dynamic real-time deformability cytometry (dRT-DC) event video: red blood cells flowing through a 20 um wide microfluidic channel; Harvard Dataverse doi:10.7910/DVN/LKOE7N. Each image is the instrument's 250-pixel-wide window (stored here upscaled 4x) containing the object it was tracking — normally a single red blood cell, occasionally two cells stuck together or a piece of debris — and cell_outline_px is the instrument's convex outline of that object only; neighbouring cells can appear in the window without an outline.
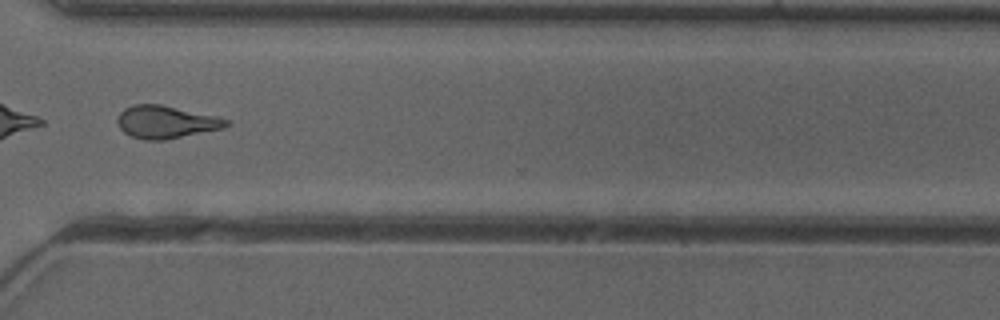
{"species": "common noctule bat (a hibernating species)", "species_latin": "Nyctalus noctula", "temperature_condition": "cold", "stored_images_in_passage": 45, "camera_frame_rate_fps": 3000, "um_per_image_px": 0.085, "animal": {"sex": "female"}, "frame": {"image": 1, "passage_image": 38, "time_ms": 12.333, "image_size_px": [1000, 320], "cell_outline_px": [[232, 124], [224, 128], [164, 140], [144, 140], [132, 136], [124, 132], [120, 128], [116, 120], [120, 112], [124, 108], [132, 104], [160, 104], [232, 120]], "centroid_in_image_um": [14.11, 10.37], "position_along_channel_um": 356.5, "area_um2": 20.69}}